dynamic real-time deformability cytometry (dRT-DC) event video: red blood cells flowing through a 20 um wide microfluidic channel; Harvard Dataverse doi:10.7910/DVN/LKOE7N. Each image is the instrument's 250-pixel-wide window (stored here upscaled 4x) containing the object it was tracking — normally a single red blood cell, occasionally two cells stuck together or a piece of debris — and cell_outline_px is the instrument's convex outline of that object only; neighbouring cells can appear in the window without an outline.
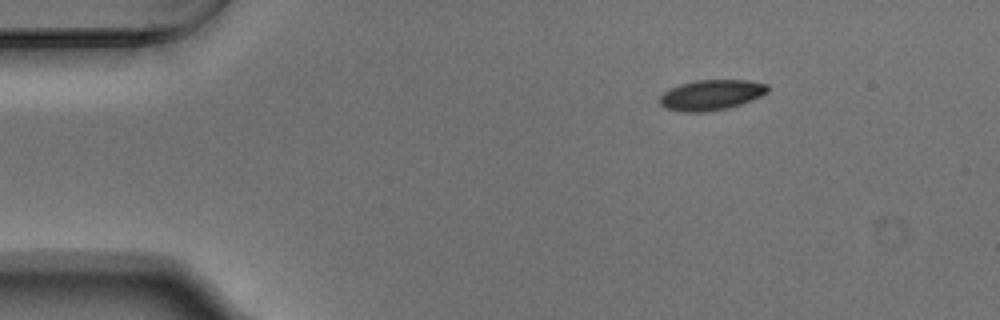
{"species": "Egyptian fruit bat (a non-hibernating species)", "species_latin": "Rousettus aegyptiacus", "temperature_condition": "warm", "stored_images_in_passage": 47, "camera_frame_rate_fps": 3000, "um_per_image_px": 0.085, "animal": {"sex": "male"}, "frame": {"image": 1, "passage_image": 1, "time_ms": 0.0, "image_size_px": [1000, 320], "cell_outline_px": [[768, 92], [760, 96], [740, 104], [728, 108], [708, 112], [684, 112], [668, 108], [660, 104], [660, 96], [664, 92], [680, 84], [696, 80], [748, 80], [768, 84]], "centroid_in_image_um": [60.47, 8.07], "position_along_channel_um": 24.5, "area_um2": 18.96}}
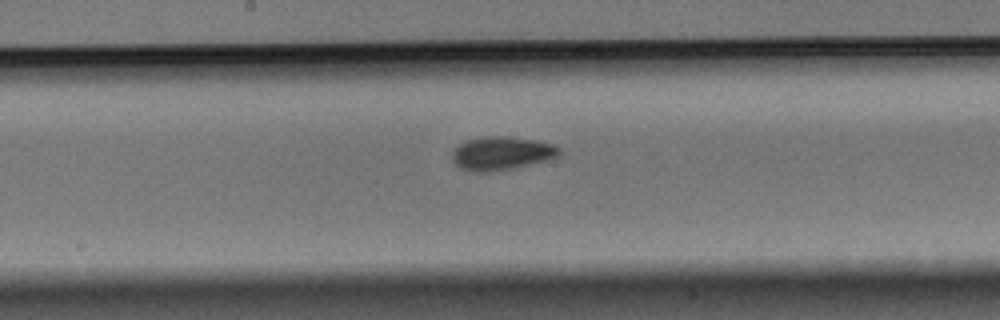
{"frame": {"image": 2, "passage_image": 21, "time_ms": 6.667, "image_size_px": [1000, 320], "cell_outline_px": [[560, 152], [556, 156], [548, 160], [512, 168], [492, 172], [476, 172], [460, 168], [452, 160], [452, 152], [464, 140], [484, 136], [508, 136], [540, 140], [552, 144], [560, 148]], "centroid_in_image_um": [42.62, 13.02], "position_along_channel_um": 205.6, "area_um2": 20.98}}
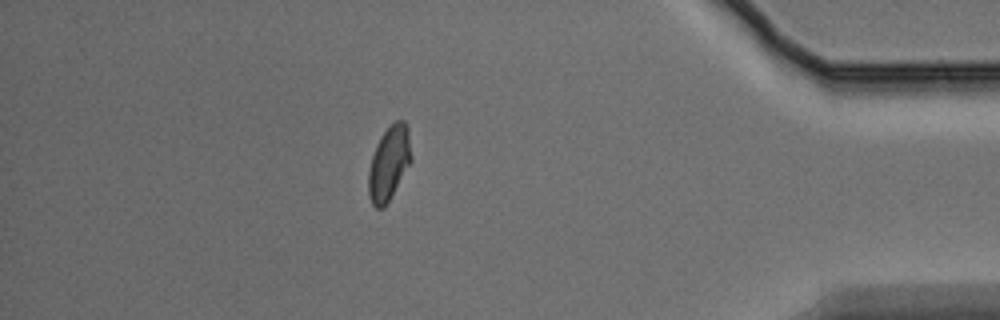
{"frame": {"image": 3, "passage_image": 40, "time_ms": 13.0, "image_size_px": [1000, 320], "cell_outline_px": [[412, 160], [384, 208], [376, 208], [372, 204], [368, 196], [368, 172], [372, 156], [376, 144], [380, 136], [396, 120], [404, 120], [408, 124], [412, 156]], "centroid_in_image_um": [33.07, 13.85], "position_along_channel_um": 402.1, "area_um2": 18.55}, "authors_computed_cell_mechanics": {"area_um2": 19.0162, "velocity_mm_per_s": 3.7462, "shape_relaxation_time_tau1_ms": 3.3645, "shape_relaxation_time_tau2_ms": 5.6057, "deformation_change_tau1": 0.0866, "deformation_change_tau2": 0.0727}}